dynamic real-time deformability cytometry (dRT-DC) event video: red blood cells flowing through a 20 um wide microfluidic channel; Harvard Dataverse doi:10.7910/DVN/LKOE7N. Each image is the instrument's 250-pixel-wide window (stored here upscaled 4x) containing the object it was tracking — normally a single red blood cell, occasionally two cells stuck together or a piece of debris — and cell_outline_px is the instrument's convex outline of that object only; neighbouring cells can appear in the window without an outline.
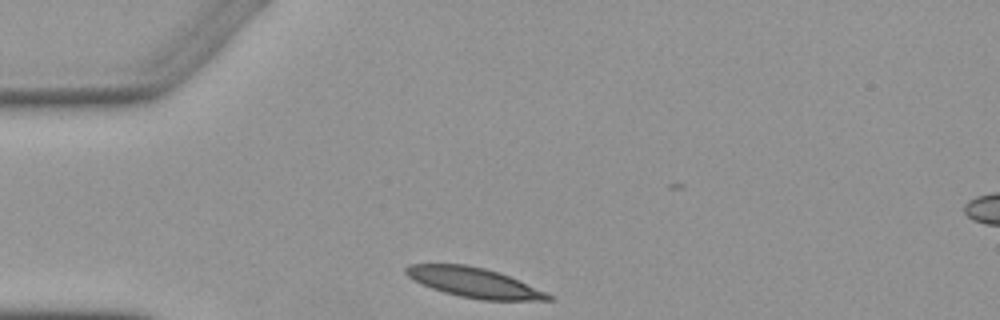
{"species": "Egyptian fruit bat (a non-hibernating species)", "species_latin": "Rousettus aegyptiacus", "temperature_condition": "warm", "stored_images_in_passage": 3, "camera_frame_rate_fps": 3000, "um_per_image_px": 0.085, "animal": {"sex": "female"}, "frame": {"image": 1, "passage_image": 1, "time_ms": 0.0, "image_size_px": [1000, 320], "cell_outline_px": [[552, 300], [480, 300], [460, 296], [444, 292], [432, 288], [408, 276], [404, 272], [404, 268], [408, 264], [464, 264], [484, 268], [500, 272], [548, 292], [552, 296]], "centroid_in_image_um": [40.33, 24.01], "position_along_channel_um": 44.7, "area_um2": 24.62}}